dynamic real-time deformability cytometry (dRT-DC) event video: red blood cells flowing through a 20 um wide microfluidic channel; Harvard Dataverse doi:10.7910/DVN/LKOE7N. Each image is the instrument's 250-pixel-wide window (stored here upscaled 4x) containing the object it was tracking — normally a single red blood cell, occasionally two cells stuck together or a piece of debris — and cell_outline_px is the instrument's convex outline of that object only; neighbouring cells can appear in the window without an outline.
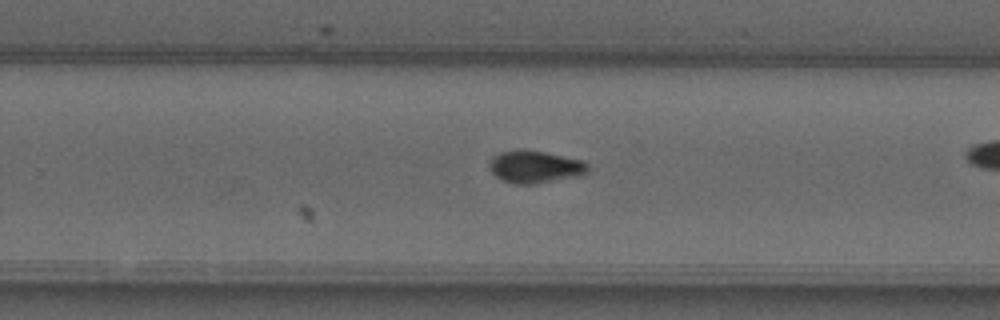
{"species": "common noctule bat (a hibernating species)", "species_latin": "Nyctalus noctula", "temperature_condition": "warm", "stored_images_in_passage": 26, "camera_frame_rate_fps": 3000, "um_per_image_px": 0.085, "animal": {"sex": "male", "forearm_length_mm": 52.5}, "frame": {"image": 1, "passage_image": 19, "time_ms": 6.0, "image_size_px": [1000, 320], "cell_outline_px": [[588, 172], [584, 176], [536, 184], [512, 184], [500, 180], [492, 172], [488, 164], [492, 156], [500, 152], [520, 148], [544, 152], [584, 160], [588, 164]], "centroid_in_image_um": [45.49, 14.19], "position_along_channel_um": 284.3, "area_um2": 19.19}}
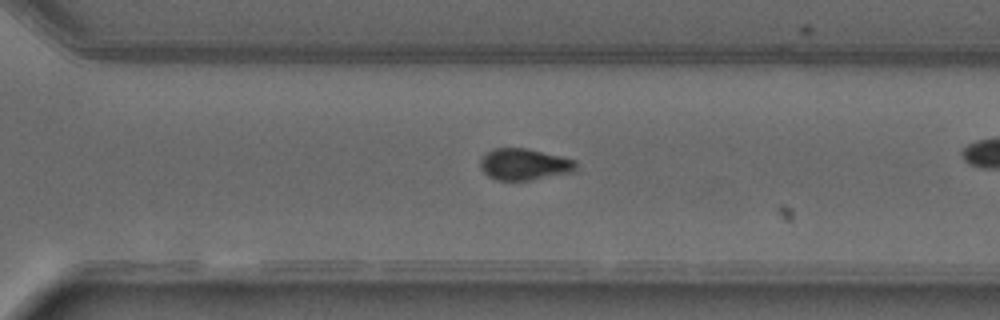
{"frame": {"image": 2, "passage_image": 22, "time_ms": 7.0, "image_size_px": [1000, 320], "cell_outline_px": [[576, 172], [528, 180], [496, 180], [488, 176], [480, 168], [480, 156], [496, 148], [528, 148], [576, 160]], "centroid_in_image_um": [44.56, 13.97], "position_along_channel_um": 326.0, "area_um2": 17.69}}